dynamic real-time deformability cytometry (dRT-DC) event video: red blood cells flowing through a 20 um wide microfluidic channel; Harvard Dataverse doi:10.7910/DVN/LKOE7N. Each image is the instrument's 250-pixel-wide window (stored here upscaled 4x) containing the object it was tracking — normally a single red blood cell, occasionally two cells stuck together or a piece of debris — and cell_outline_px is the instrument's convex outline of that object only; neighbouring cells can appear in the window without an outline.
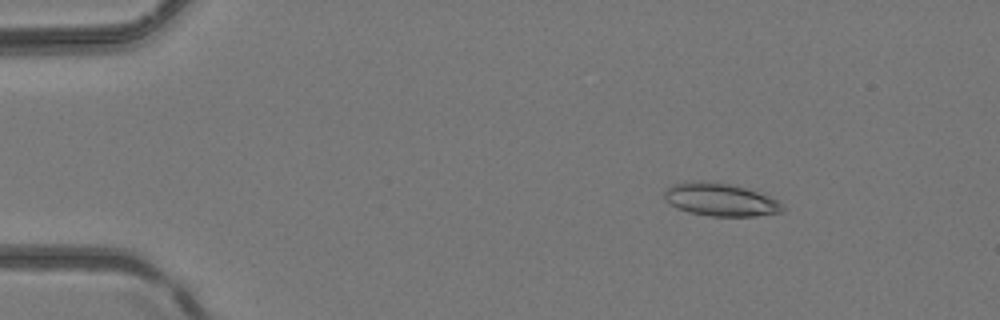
{"species": "common noctule bat (a hibernating species)", "species_latin": "Nyctalus noctula", "temperature_condition": "room temperature", "stored_images_in_passage": 3, "camera_frame_rate_fps": 3000, "um_per_image_px": 0.085, "animal": {"sex": "female", "body_mass_g": 24.6, "forearm_length_mm": 56.2}, "frame": {"image": 1, "passage_image": 1, "time_ms": 0.0, "image_size_px": [1000, 320], "cell_outline_px": [[788, 208], [784, 212], [756, 216], [712, 216], [688, 212], [676, 208], [664, 196], [664, 192], [672, 184], [728, 184], [744, 188], [768, 196], [776, 200]], "centroid_in_image_um": [61.33, 17.04], "position_along_channel_um": 23.7, "area_um2": 21.62}}